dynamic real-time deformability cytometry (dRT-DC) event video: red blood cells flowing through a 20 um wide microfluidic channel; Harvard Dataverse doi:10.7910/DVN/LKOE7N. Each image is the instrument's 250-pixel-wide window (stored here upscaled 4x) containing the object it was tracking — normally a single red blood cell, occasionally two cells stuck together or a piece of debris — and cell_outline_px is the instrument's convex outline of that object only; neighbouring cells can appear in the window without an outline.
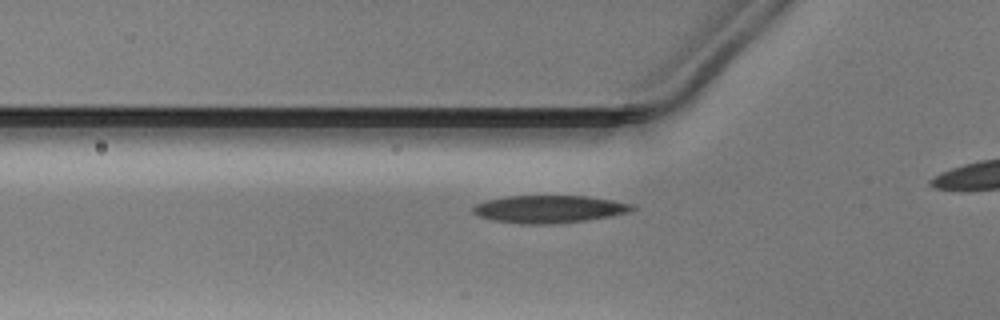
{"species": "Egyptian fruit bat (a non-hibernating species)", "species_latin": "Rousettus aegyptiacus", "temperature_condition": "warm", "stored_images_in_passage": 22, "camera_frame_rate_fps": 3000, "um_per_image_px": 0.085, "animal": {"sex": "male"}, "frame": {"image": 1, "passage_image": 7, "time_ms": 2.0, "image_size_px": [1000, 320], "cell_outline_px": [[636, 208], [628, 212], [608, 216], [584, 220], [540, 224], [524, 224], [492, 220], [480, 216], [472, 212], [472, 208], [476, 204], [488, 200], [508, 196], [588, 196], [636, 204]], "centroid_in_image_um": [46.68, 17.76], "position_along_channel_um": 79.1, "area_um2": 25.2}}
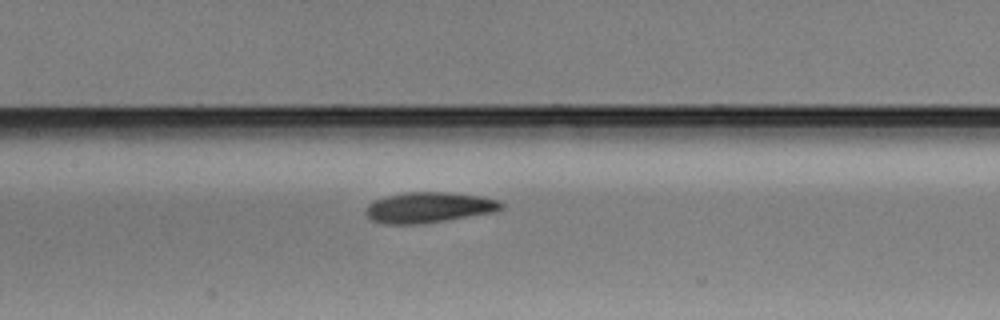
{"frame": {"image": 2, "passage_image": 14, "time_ms": 4.333, "image_size_px": [1000, 320], "cell_outline_px": [[504, 208], [496, 212], [420, 224], [384, 224], [372, 220], [364, 212], [368, 204], [372, 200], [404, 192], [448, 192], [480, 196], [496, 200], [504, 204]], "centroid_in_image_um": [36.44, 17.63], "position_along_channel_um": 171.0, "area_um2": 24.22}}
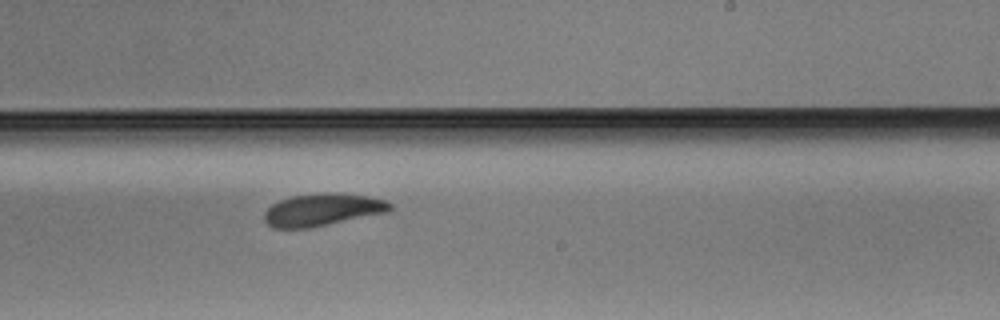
{"frame": {"image": 3, "passage_image": 21, "time_ms": 6.667, "image_size_px": [1000, 320], "cell_outline_px": [[392, 208], [388, 212], [308, 228], [272, 228], [264, 220], [264, 212], [272, 204], [280, 200], [292, 196], [328, 192], [336, 192], [368, 196], [384, 200], [392, 204]], "centroid_in_image_um": [27.4, 17.82], "position_along_channel_um": 261.6, "area_um2": 23.64}}